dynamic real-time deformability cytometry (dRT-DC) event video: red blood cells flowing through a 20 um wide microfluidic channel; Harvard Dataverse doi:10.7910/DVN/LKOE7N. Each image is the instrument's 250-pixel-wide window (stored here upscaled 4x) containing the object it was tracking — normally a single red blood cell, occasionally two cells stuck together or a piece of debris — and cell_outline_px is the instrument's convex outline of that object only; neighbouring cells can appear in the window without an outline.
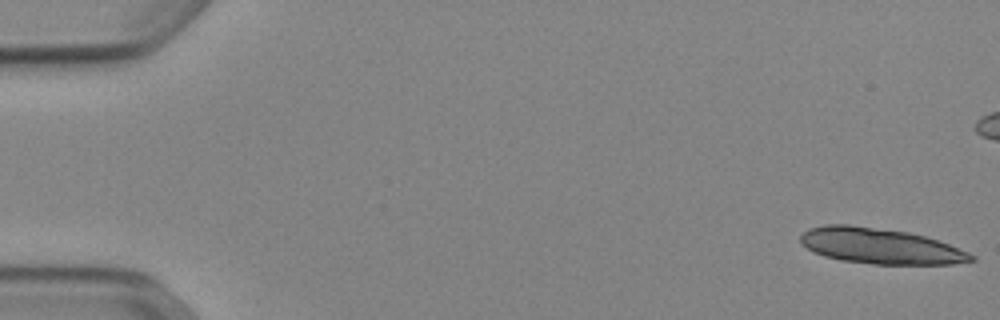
{"species": "Egyptian fruit bat (a non-hibernating species)", "species_latin": "Rousettus aegyptiacus", "temperature_condition": "cold", "stored_images_in_passage": 16, "camera_frame_rate_fps": 3000, "um_per_image_px": 0.085, "animal": {"sex": "female"}, "frame": {"image": 1, "passage_image": 1, "time_ms": 0.0, "image_size_px": [1000, 320], "cell_outline_px": [[976, 260], [952, 264], [876, 264], [840, 260], [824, 256], [800, 244], [800, 236], [808, 228], [824, 224], [848, 224], [908, 232], [924, 236], [948, 244], [968, 252], [976, 256]], "centroid_in_image_um": [74.8, 20.91], "position_along_channel_um": 10.2, "area_um2": 35.32}}